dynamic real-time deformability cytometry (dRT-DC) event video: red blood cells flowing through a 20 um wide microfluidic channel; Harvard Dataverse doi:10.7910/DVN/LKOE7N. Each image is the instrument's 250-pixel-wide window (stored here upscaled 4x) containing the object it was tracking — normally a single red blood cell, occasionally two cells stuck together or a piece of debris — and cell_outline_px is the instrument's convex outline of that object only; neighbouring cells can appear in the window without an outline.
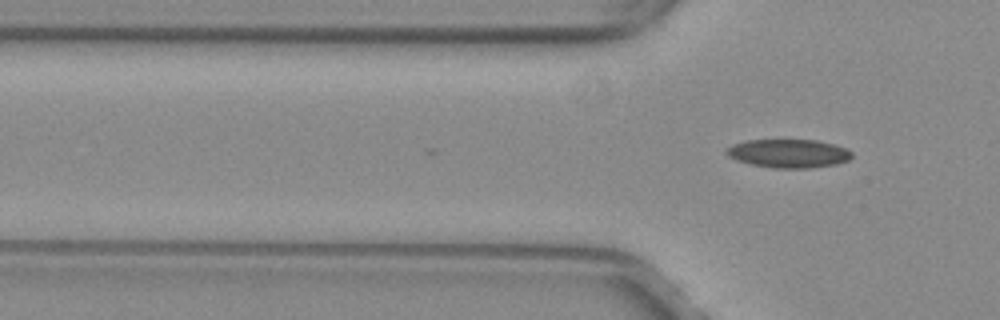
{"species": "common noctule bat (a hibernating species)", "species_latin": "Nyctalus noctula", "temperature_condition": "warm", "stored_images_in_passage": 7, "camera_frame_rate_fps": 3000, "um_per_image_px": 0.085, "animal": {"sex": "female", "body_mass_g": 29.2, "forearm_length_mm": 56.3}, "frame": {"image": 1, "passage_image": 7, "time_ms": 2.0, "image_size_px": [1000, 320], "cell_outline_px": [[852, 156], [848, 160], [836, 164], [808, 168], [772, 168], [752, 164], [736, 160], [728, 156], [724, 152], [732, 144], [748, 140], [816, 140], [832, 144], [844, 148], [852, 152]], "centroid_in_image_um": [67.0, 13.04], "position_along_channel_um": 58.8, "area_um2": 20.69}}